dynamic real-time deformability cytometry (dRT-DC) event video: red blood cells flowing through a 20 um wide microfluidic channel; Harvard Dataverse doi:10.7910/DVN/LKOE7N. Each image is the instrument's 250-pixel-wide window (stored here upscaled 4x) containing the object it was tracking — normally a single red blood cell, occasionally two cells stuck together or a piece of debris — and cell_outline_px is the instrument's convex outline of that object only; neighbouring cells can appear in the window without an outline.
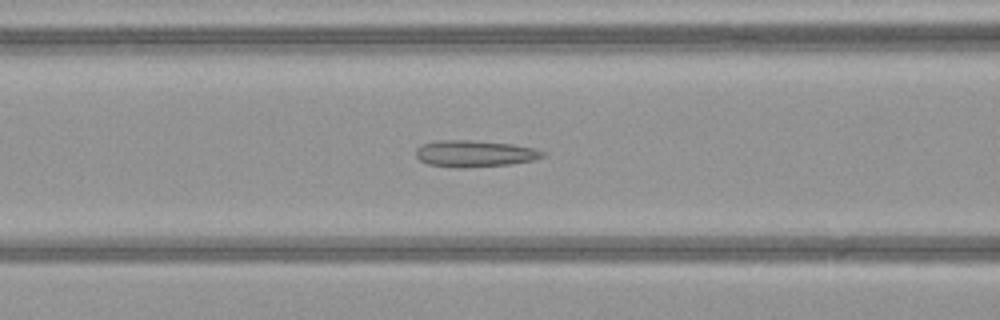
{"species": "common noctule bat (a hibernating species)", "species_latin": "Nyctalus noctula", "temperature_condition": "warm", "stored_images_in_passage": 51, "camera_frame_rate_fps": 3000, "um_per_image_px": 0.085, "animal": {"sex": "female", "body_mass_g": 21.9}, "frame": {"image": 1, "passage_image": 21, "time_ms": 6.667, "image_size_px": [1000, 320], "cell_outline_px": [[544, 156], [532, 160], [508, 164], [464, 168], [456, 168], [428, 164], [420, 160], [416, 156], [416, 148], [420, 144], [436, 140], [472, 140], [512, 144], [532, 148], [544, 152]], "centroid_in_image_um": [40.27, 13.05], "position_along_channel_um": 126.3, "area_um2": 19.59}}
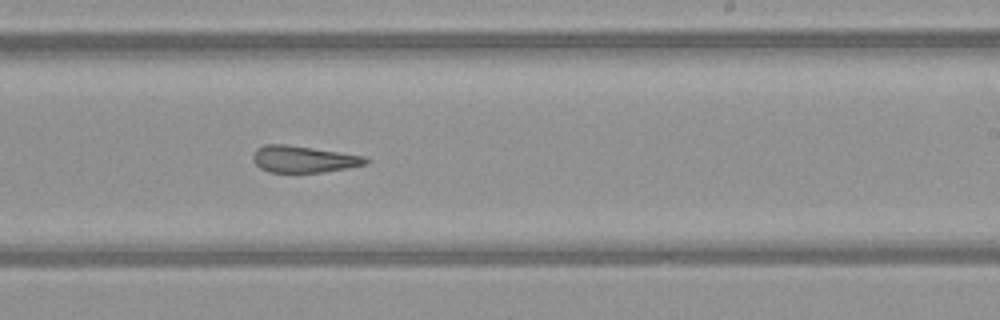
{"frame": {"image": 2, "passage_image": 31, "time_ms": 10.0, "image_size_px": [1000, 320], "cell_outline_px": [[372, 160], [368, 164], [348, 168], [324, 172], [268, 172], [260, 168], [252, 160], [252, 156], [256, 148], [264, 144], [288, 144], [364, 156]], "centroid_in_image_um": [25.81, 13.53], "position_along_channel_um": 263.2, "area_um2": 17.74}}
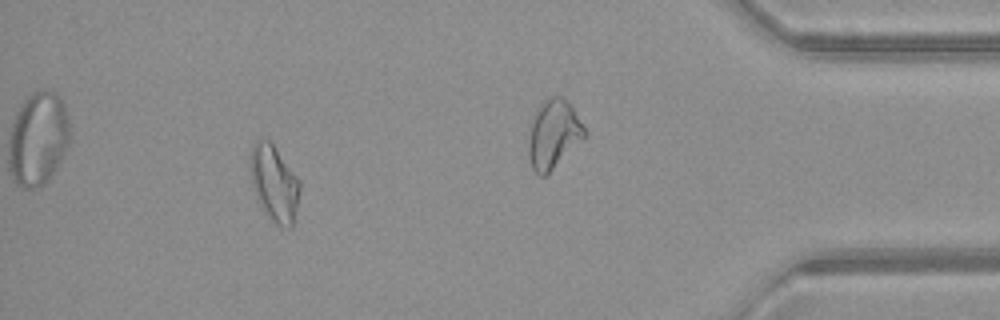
{"frame": {"image": 3, "passage_image": 46, "time_ms": 15.0, "image_size_px": [1000, 320], "cell_outline_px": [[300, 188], [292, 228], [280, 228], [264, 212], [252, 188], [252, 144], [260, 136], [268, 140], [272, 144], [300, 180]], "centroid_in_image_um": [23.32, 15.6], "position_along_channel_um": 411.9, "area_um2": 21.62}, "authors_computed_cell_mechanics": {"area_um2": 20.4034, "velocity_mm_per_s": 4.1052, "shape_relaxation_time_tau1_ms": null, "shape_relaxation_time_tau2_ms": 2.9634, "deformation_change_tau1": null, "deformation_change_tau2": 0.137}}